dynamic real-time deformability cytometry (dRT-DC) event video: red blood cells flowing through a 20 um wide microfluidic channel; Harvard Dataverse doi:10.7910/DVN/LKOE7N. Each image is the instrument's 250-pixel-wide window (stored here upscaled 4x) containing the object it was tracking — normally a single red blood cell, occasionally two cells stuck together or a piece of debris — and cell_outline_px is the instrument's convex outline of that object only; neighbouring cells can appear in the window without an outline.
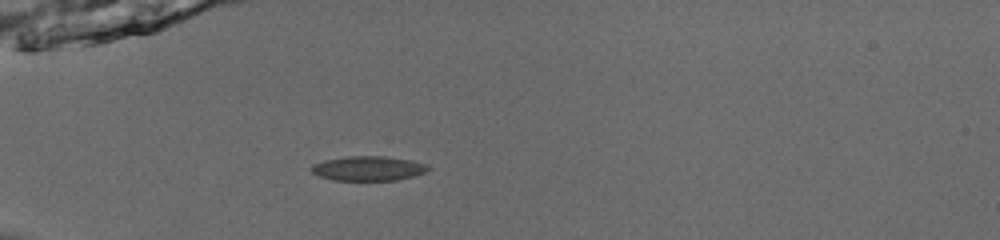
{"species": "common noctule bat (a hibernating species)", "species_latin": "Nyctalus noctula", "temperature_condition": "room temperature", "stored_images_in_passage": 30, "camera_frame_rate_fps": 3000, "um_per_image_px": 0.085, "animal": {"sex": "male", "body_mass_g": 13.0, "forearm_length_mm": 53.1}, "frame": {"image": 1, "passage_image": 1, "time_ms": 0.0, "image_size_px": [1000, 240], "cell_outline_px": [[432, 168], [424, 172], [412, 176], [396, 180], [332, 180], [320, 176], [312, 172], [308, 168], [312, 164], [324, 160], [348, 156], [384, 156], [408, 160], [424, 164]], "centroid_in_image_um": [31.24, 14.31], "position_along_channel_um": 53.8, "area_um2": 16.59}}
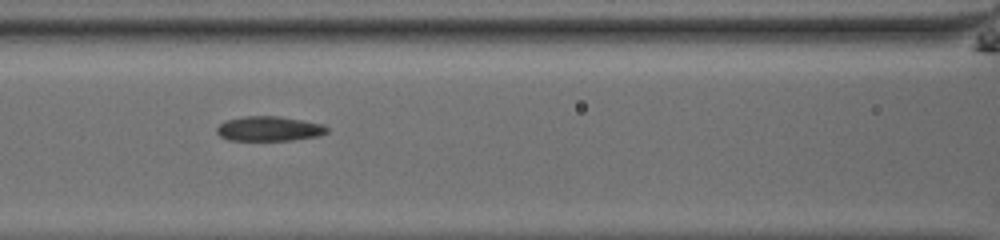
{"frame": {"image": 2, "passage_image": 9, "time_ms": 2.667, "image_size_px": [1000, 240], "cell_outline_px": [[328, 132], [320, 136], [292, 140], [228, 140], [220, 136], [216, 132], [216, 128], [224, 120], [244, 116], [280, 116], [324, 124], [328, 128]], "centroid_in_image_um": [22.88, 10.93], "position_along_channel_um": 143.7, "area_um2": 16.07}}
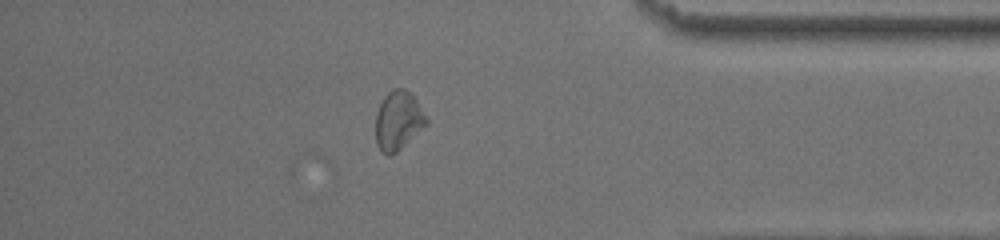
{"frame": {"image": 3, "passage_image": 30, "time_ms": 9.667, "image_size_px": [1000, 240], "cell_outline_px": [[428, 124], [396, 152], [388, 156], [380, 152], [376, 144], [376, 112], [384, 96], [392, 88], [404, 88], [412, 92], [428, 120]], "centroid_in_image_um": [33.84, 10.23], "position_along_channel_um": 401.4, "area_um2": 17.57}}